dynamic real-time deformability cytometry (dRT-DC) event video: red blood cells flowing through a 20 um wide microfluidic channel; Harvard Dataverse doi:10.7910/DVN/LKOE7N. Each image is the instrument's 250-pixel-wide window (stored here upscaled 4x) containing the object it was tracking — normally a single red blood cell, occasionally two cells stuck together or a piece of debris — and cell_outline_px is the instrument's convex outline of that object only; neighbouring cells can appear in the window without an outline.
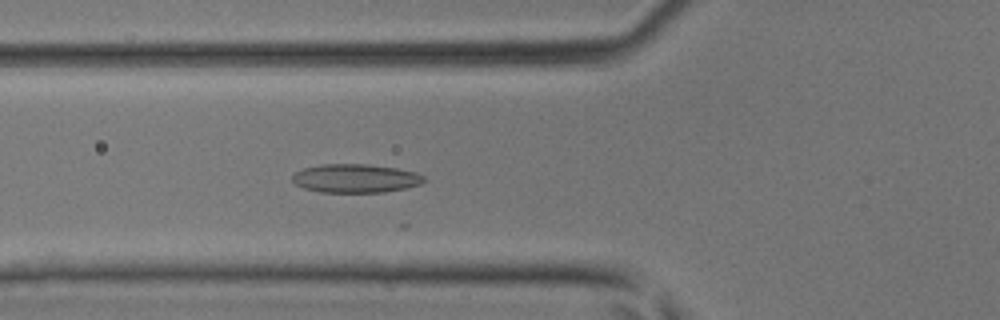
{"species": "common noctule bat (a hibernating species)", "species_latin": "Nyctalus noctula", "temperature_condition": "room temperature", "stored_images_in_passage": 23, "camera_frame_rate_fps": 3000, "um_per_image_px": 0.085, "animal": {"sex": "male", "body_mass_g": 17.9, "forearm_length_mm": 54.2}, "frame": {"image": 1, "passage_image": 17, "time_ms": 5.333, "image_size_px": [1000, 320], "cell_outline_px": [[424, 180], [420, 184], [404, 188], [384, 192], [320, 192], [304, 188], [296, 184], [292, 180], [292, 176], [296, 172], [304, 168], [320, 164], [368, 164], [396, 168], [416, 172], [424, 176]], "centroid_in_image_um": [30.2, 15.15], "position_along_channel_um": 95.6, "area_um2": 21.85}}
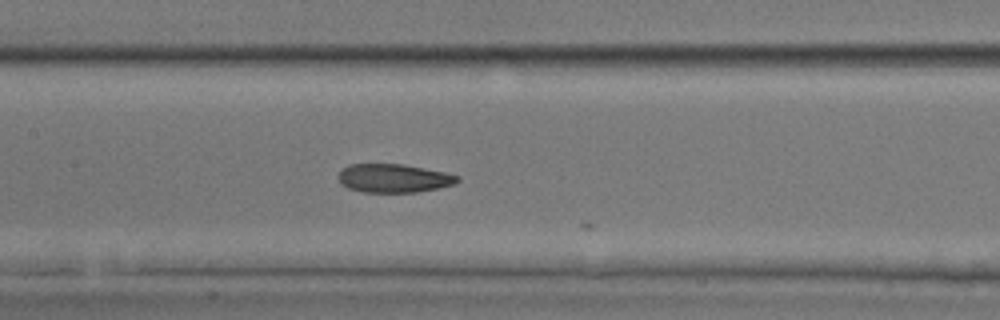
{"frame": {"image": 2, "passage_image": 22, "time_ms": 7.0, "image_size_px": [1000, 320], "cell_outline_px": [[460, 180], [456, 184], [416, 192], [364, 192], [348, 188], [340, 184], [336, 176], [340, 168], [348, 164], [404, 164], [444, 172], [460, 176]], "centroid_in_image_um": [33.41, 15.14], "position_along_channel_um": 174.0, "area_um2": 20.06}}